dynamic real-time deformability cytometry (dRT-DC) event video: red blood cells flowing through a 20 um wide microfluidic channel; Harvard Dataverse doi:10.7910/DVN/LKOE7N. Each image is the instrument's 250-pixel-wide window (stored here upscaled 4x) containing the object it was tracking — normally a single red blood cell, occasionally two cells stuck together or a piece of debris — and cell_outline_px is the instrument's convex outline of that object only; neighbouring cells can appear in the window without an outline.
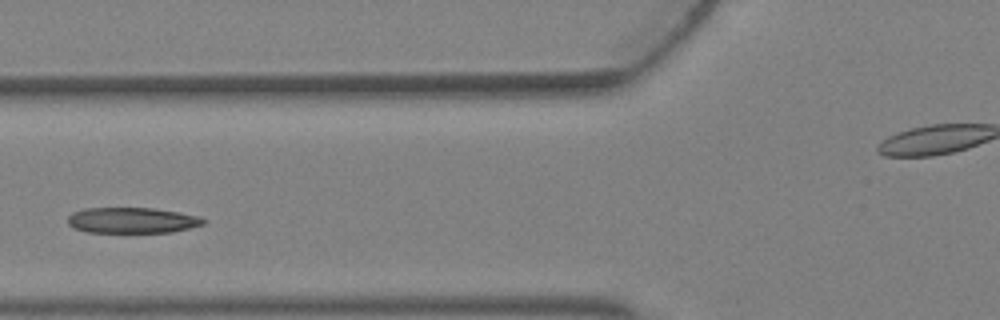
{"species": "Egyptian fruit bat (a non-hibernating species)", "species_latin": "Rousettus aegyptiacus", "temperature_condition": "warm", "stored_images_in_passage": 6, "camera_frame_rate_fps": 3000, "um_per_image_px": 0.085, "animal": {"sex": "female"}, "frame": {"image": 1, "passage_image": 6, "time_ms": 1.667, "image_size_px": [1000, 320], "cell_outline_px": [[204, 224], [172, 232], [88, 232], [72, 228], [68, 224], [68, 216], [72, 212], [84, 208], [152, 208], [180, 212], [200, 216], [204, 220]], "centroid_in_image_um": [11.2, 18.72], "position_along_channel_um": 114.6, "area_um2": 20.35}}